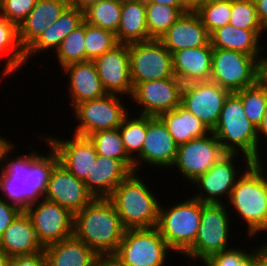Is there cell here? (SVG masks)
<instances>
[{"label":"cell","instance_id":"cell-1","mask_svg":"<svg viewBox=\"0 0 267 266\" xmlns=\"http://www.w3.org/2000/svg\"><path fill=\"white\" fill-rule=\"evenodd\" d=\"M44 141L50 148L49 154L17 155L13 159L10 154L14 150L12 144L3 154L2 172L0 174V197L7 203L25 211L30 205L44 198L47 184L54 166L59 162L57 153L49 145L47 137ZM10 157V158H9ZM12 158V159H11Z\"/></svg>","mask_w":267,"mask_h":266},{"label":"cell","instance_id":"cell-2","mask_svg":"<svg viewBox=\"0 0 267 266\" xmlns=\"http://www.w3.org/2000/svg\"><path fill=\"white\" fill-rule=\"evenodd\" d=\"M125 230L115 206L108 198H95L74 214L73 235L97 255H113Z\"/></svg>","mask_w":267,"mask_h":266},{"label":"cell","instance_id":"cell-3","mask_svg":"<svg viewBox=\"0 0 267 266\" xmlns=\"http://www.w3.org/2000/svg\"><path fill=\"white\" fill-rule=\"evenodd\" d=\"M212 132L226 153L240 154L246 165L261 162L257 127L246 117L243 103L235 92L226 97Z\"/></svg>","mask_w":267,"mask_h":266},{"label":"cell","instance_id":"cell-4","mask_svg":"<svg viewBox=\"0 0 267 266\" xmlns=\"http://www.w3.org/2000/svg\"><path fill=\"white\" fill-rule=\"evenodd\" d=\"M264 167L262 162L247 165L228 199L229 206L247 223L249 238L267 230V169Z\"/></svg>","mask_w":267,"mask_h":266},{"label":"cell","instance_id":"cell-5","mask_svg":"<svg viewBox=\"0 0 267 266\" xmlns=\"http://www.w3.org/2000/svg\"><path fill=\"white\" fill-rule=\"evenodd\" d=\"M139 175L131 172L108 197L125 229L153 228L159 220L161 202Z\"/></svg>","mask_w":267,"mask_h":266},{"label":"cell","instance_id":"cell-6","mask_svg":"<svg viewBox=\"0 0 267 266\" xmlns=\"http://www.w3.org/2000/svg\"><path fill=\"white\" fill-rule=\"evenodd\" d=\"M169 207L160 205L156 227L171 250L184 255L194 245L200 227L201 202L190 197Z\"/></svg>","mask_w":267,"mask_h":266},{"label":"cell","instance_id":"cell-7","mask_svg":"<svg viewBox=\"0 0 267 266\" xmlns=\"http://www.w3.org/2000/svg\"><path fill=\"white\" fill-rule=\"evenodd\" d=\"M229 211L223 202H201L200 227L194 245L183 256L204 263L212 255L230 249Z\"/></svg>","mask_w":267,"mask_h":266},{"label":"cell","instance_id":"cell-8","mask_svg":"<svg viewBox=\"0 0 267 266\" xmlns=\"http://www.w3.org/2000/svg\"><path fill=\"white\" fill-rule=\"evenodd\" d=\"M171 248L157 227L126 229L113 254L124 266H164Z\"/></svg>","mask_w":267,"mask_h":266},{"label":"cell","instance_id":"cell-9","mask_svg":"<svg viewBox=\"0 0 267 266\" xmlns=\"http://www.w3.org/2000/svg\"><path fill=\"white\" fill-rule=\"evenodd\" d=\"M129 66L133 87L138 83L175 76L172 53L159 39L129 44Z\"/></svg>","mask_w":267,"mask_h":266},{"label":"cell","instance_id":"cell-10","mask_svg":"<svg viewBox=\"0 0 267 266\" xmlns=\"http://www.w3.org/2000/svg\"><path fill=\"white\" fill-rule=\"evenodd\" d=\"M119 97L116 94H106L77 104L73 112L79 124L75 127L74 134L87 137L97 131L119 128L129 114L123 99Z\"/></svg>","mask_w":267,"mask_h":266},{"label":"cell","instance_id":"cell-11","mask_svg":"<svg viewBox=\"0 0 267 266\" xmlns=\"http://www.w3.org/2000/svg\"><path fill=\"white\" fill-rule=\"evenodd\" d=\"M257 59L244 53L213 48L210 81L230 93L256 84Z\"/></svg>","mask_w":267,"mask_h":266},{"label":"cell","instance_id":"cell-12","mask_svg":"<svg viewBox=\"0 0 267 266\" xmlns=\"http://www.w3.org/2000/svg\"><path fill=\"white\" fill-rule=\"evenodd\" d=\"M227 153L211 131L207 135L195 138L179 145L175 161L171 168H176L188 182H194L207 172Z\"/></svg>","mask_w":267,"mask_h":266},{"label":"cell","instance_id":"cell-13","mask_svg":"<svg viewBox=\"0 0 267 266\" xmlns=\"http://www.w3.org/2000/svg\"><path fill=\"white\" fill-rule=\"evenodd\" d=\"M229 91L212 81L183 84L181 105L212 131L216 126Z\"/></svg>","mask_w":267,"mask_h":266},{"label":"cell","instance_id":"cell-14","mask_svg":"<svg viewBox=\"0 0 267 266\" xmlns=\"http://www.w3.org/2000/svg\"><path fill=\"white\" fill-rule=\"evenodd\" d=\"M25 211L43 247L73 236L74 215L59 204L43 198Z\"/></svg>","mask_w":267,"mask_h":266},{"label":"cell","instance_id":"cell-15","mask_svg":"<svg viewBox=\"0 0 267 266\" xmlns=\"http://www.w3.org/2000/svg\"><path fill=\"white\" fill-rule=\"evenodd\" d=\"M182 87L176 76L142 82L133 87L130 100L133 99L136 106L139 104L140 115L159 116L181 104Z\"/></svg>","mask_w":267,"mask_h":266},{"label":"cell","instance_id":"cell-16","mask_svg":"<svg viewBox=\"0 0 267 266\" xmlns=\"http://www.w3.org/2000/svg\"><path fill=\"white\" fill-rule=\"evenodd\" d=\"M44 199L59 204L74 215L95 197L82 180L58 162L51 171Z\"/></svg>","mask_w":267,"mask_h":266},{"label":"cell","instance_id":"cell-17","mask_svg":"<svg viewBox=\"0 0 267 266\" xmlns=\"http://www.w3.org/2000/svg\"><path fill=\"white\" fill-rule=\"evenodd\" d=\"M178 145L168 132L166 125L158 116H147V132L141 153L133 160L134 171L144 163L158 168L172 167L177 153Z\"/></svg>","mask_w":267,"mask_h":266},{"label":"cell","instance_id":"cell-18","mask_svg":"<svg viewBox=\"0 0 267 266\" xmlns=\"http://www.w3.org/2000/svg\"><path fill=\"white\" fill-rule=\"evenodd\" d=\"M93 62L107 94L131 96L133 86L130 78L129 45L118 44Z\"/></svg>","mask_w":267,"mask_h":266},{"label":"cell","instance_id":"cell-19","mask_svg":"<svg viewBox=\"0 0 267 266\" xmlns=\"http://www.w3.org/2000/svg\"><path fill=\"white\" fill-rule=\"evenodd\" d=\"M238 155L227 153L211 169L192 182L191 184H195L199 190L193 198L202 203H222L221 197L224 195L229 199L236 180L240 177L233 162Z\"/></svg>","mask_w":267,"mask_h":266},{"label":"cell","instance_id":"cell-20","mask_svg":"<svg viewBox=\"0 0 267 266\" xmlns=\"http://www.w3.org/2000/svg\"><path fill=\"white\" fill-rule=\"evenodd\" d=\"M71 140L48 136L49 145L57 153L59 163L77 179L84 181L97 161V152L88 137L74 134Z\"/></svg>","mask_w":267,"mask_h":266},{"label":"cell","instance_id":"cell-21","mask_svg":"<svg viewBox=\"0 0 267 266\" xmlns=\"http://www.w3.org/2000/svg\"><path fill=\"white\" fill-rule=\"evenodd\" d=\"M159 40L173 53L187 48L206 46L210 42V37L199 16L194 10H190L184 13Z\"/></svg>","mask_w":267,"mask_h":266},{"label":"cell","instance_id":"cell-22","mask_svg":"<svg viewBox=\"0 0 267 266\" xmlns=\"http://www.w3.org/2000/svg\"><path fill=\"white\" fill-rule=\"evenodd\" d=\"M213 48L206 46L187 48L172 53L174 75L182 84L209 81L212 70Z\"/></svg>","mask_w":267,"mask_h":266},{"label":"cell","instance_id":"cell-23","mask_svg":"<svg viewBox=\"0 0 267 266\" xmlns=\"http://www.w3.org/2000/svg\"><path fill=\"white\" fill-rule=\"evenodd\" d=\"M69 76L68 91L72 109L79 103L103 97L107 94L93 61L76 62L62 68Z\"/></svg>","mask_w":267,"mask_h":266},{"label":"cell","instance_id":"cell-24","mask_svg":"<svg viewBox=\"0 0 267 266\" xmlns=\"http://www.w3.org/2000/svg\"><path fill=\"white\" fill-rule=\"evenodd\" d=\"M0 248L10 257L33 255L44 250L26 211H21L5 229L0 237Z\"/></svg>","mask_w":267,"mask_h":266},{"label":"cell","instance_id":"cell-25","mask_svg":"<svg viewBox=\"0 0 267 266\" xmlns=\"http://www.w3.org/2000/svg\"><path fill=\"white\" fill-rule=\"evenodd\" d=\"M67 0H37L30 14L19 24V40L26 51L68 6Z\"/></svg>","mask_w":267,"mask_h":266},{"label":"cell","instance_id":"cell-26","mask_svg":"<svg viewBox=\"0 0 267 266\" xmlns=\"http://www.w3.org/2000/svg\"><path fill=\"white\" fill-rule=\"evenodd\" d=\"M263 29H243L230 24L219 27L209 34L212 48L234 50L253 57H259L266 47L259 45ZM263 48H262V47Z\"/></svg>","mask_w":267,"mask_h":266},{"label":"cell","instance_id":"cell-27","mask_svg":"<svg viewBox=\"0 0 267 266\" xmlns=\"http://www.w3.org/2000/svg\"><path fill=\"white\" fill-rule=\"evenodd\" d=\"M130 173L120 160L98 155L83 182L95 198H108Z\"/></svg>","mask_w":267,"mask_h":266},{"label":"cell","instance_id":"cell-28","mask_svg":"<svg viewBox=\"0 0 267 266\" xmlns=\"http://www.w3.org/2000/svg\"><path fill=\"white\" fill-rule=\"evenodd\" d=\"M84 21V12L73 6H67L60 17L38 37L25 51V61L38 52L56 50L63 39ZM36 54V55H35Z\"/></svg>","mask_w":267,"mask_h":266},{"label":"cell","instance_id":"cell-29","mask_svg":"<svg viewBox=\"0 0 267 266\" xmlns=\"http://www.w3.org/2000/svg\"><path fill=\"white\" fill-rule=\"evenodd\" d=\"M47 266H93L98 256L74 235L44 247Z\"/></svg>","mask_w":267,"mask_h":266},{"label":"cell","instance_id":"cell-30","mask_svg":"<svg viewBox=\"0 0 267 266\" xmlns=\"http://www.w3.org/2000/svg\"><path fill=\"white\" fill-rule=\"evenodd\" d=\"M158 117L166 125L178 146L211 132L203 122L181 104L173 110L161 113Z\"/></svg>","mask_w":267,"mask_h":266},{"label":"cell","instance_id":"cell-31","mask_svg":"<svg viewBox=\"0 0 267 266\" xmlns=\"http://www.w3.org/2000/svg\"><path fill=\"white\" fill-rule=\"evenodd\" d=\"M115 35L119 44L129 45L148 40L144 0L122 4L120 25Z\"/></svg>","mask_w":267,"mask_h":266},{"label":"cell","instance_id":"cell-32","mask_svg":"<svg viewBox=\"0 0 267 266\" xmlns=\"http://www.w3.org/2000/svg\"><path fill=\"white\" fill-rule=\"evenodd\" d=\"M8 54L2 78L13 75L26 65L25 50L19 40L18 25L0 16V56Z\"/></svg>","mask_w":267,"mask_h":266},{"label":"cell","instance_id":"cell-33","mask_svg":"<svg viewBox=\"0 0 267 266\" xmlns=\"http://www.w3.org/2000/svg\"><path fill=\"white\" fill-rule=\"evenodd\" d=\"M148 40L159 39L184 13L187 7H172L164 4L145 3Z\"/></svg>","mask_w":267,"mask_h":266},{"label":"cell","instance_id":"cell-34","mask_svg":"<svg viewBox=\"0 0 267 266\" xmlns=\"http://www.w3.org/2000/svg\"><path fill=\"white\" fill-rule=\"evenodd\" d=\"M87 137L93 143L98 155L120 160L131 172H134V161L127 155L118 128L97 131Z\"/></svg>","mask_w":267,"mask_h":266},{"label":"cell","instance_id":"cell-35","mask_svg":"<svg viewBox=\"0 0 267 266\" xmlns=\"http://www.w3.org/2000/svg\"><path fill=\"white\" fill-rule=\"evenodd\" d=\"M122 4L116 0H102L84 11V21L90 25L117 32Z\"/></svg>","mask_w":267,"mask_h":266},{"label":"cell","instance_id":"cell-36","mask_svg":"<svg viewBox=\"0 0 267 266\" xmlns=\"http://www.w3.org/2000/svg\"><path fill=\"white\" fill-rule=\"evenodd\" d=\"M118 129L127 155L134 160L141 153L146 137L147 116L139 114L137 118H131L128 114Z\"/></svg>","mask_w":267,"mask_h":266},{"label":"cell","instance_id":"cell-37","mask_svg":"<svg viewBox=\"0 0 267 266\" xmlns=\"http://www.w3.org/2000/svg\"><path fill=\"white\" fill-rule=\"evenodd\" d=\"M85 21L70 32L56 50V57L61 68L68 64L86 61Z\"/></svg>","mask_w":267,"mask_h":266},{"label":"cell","instance_id":"cell-38","mask_svg":"<svg viewBox=\"0 0 267 266\" xmlns=\"http://www.w3.org/2000/svg\"><path fill=\"white\" fill-rule=\"evenodd\" d=\"M116 35L113 31L96 27L85 22L86 61H93L104 53L112 50L118 45Z\"/></svg>","mask_w":267,"mask_h":266},{"label":"cell","instance_id":"cell-39","mask_svg":"<svg viewBox=\"0 0 267 266\" xmlns=\"http://www.w3.org/2000/svg\"><path fill=\"white\" fill-rule=\"evenodd\" d=\"M194 12L210 34L215 29L229 24L231 0H212L201 3Z\"/></svg>","mask_w":267,"mask_h":266},{"label":"cell","instance_id":"cell-40","mask_svg":"<svg viewBox=\"0 0 267 266\" xmlns=\"http://www.w3.org/2000/svg\"><path fill=\"white\" fill-rule=\"evenodd\" d=\"M235 93L243 103L246 117L258 128L267 111V92L256 83Z\"/></svg>","mask_w":267,"mask_h":266},{"label":"cell","instance_id":"cell-41","mask_svg":"<svg viewBox=\"0 0 267 266\" xmlns=\"http://www.w3.org/2000/svg\"><path fill=\"white\" fill-rule=\"evenodd\" d=\"M229 24L243 29H263L253 0H231Z\"/></svg>","mask_w":267,"mask_h":266},{"label":"cell","instance_id":"cell-42","mask_svg":"<svg viewBox=\"0 0 267 266\" xmlns=\"http://www.w3.org/2000/svg\"><path fill=\"white\" fill-rule=\"evenodd\" d=\"M243 251L234 247L212 255L203 264L204 266H253L252 257L254 249Z\"/></svg>","mask_w":267,"mask_h":266},{"label":"cell","instance_id":"cell-43","mask_svg":"<svg viewBox=\"0 0 267 266\" xmlns=\"http://www.w3.org/2000/svg\"><path fill=\"white\" fill-rule=\"evenodd\" d=\"M36 2L37 0H0V16L19 26Z\"/></svg>","mask_w":267,"mask_h":266},{"label":"cell","instance_id":"cell-44","mask_svg":"<svg viewBox=\"0 0 267 266\" xmlns=\"http://www.w3.org/2000/svg\"><path fill=\"white\" fill-rule=\"evenodd\" d=\"M9 266H47L45 251L33 255L11 257Z\"/></svg>","mask_w":267,"mask_h":266},{"label":"cell","instance_id":"cell-45","mask_svg":"<svg viewBox=\"0 0 267 266\" xmlns=\"http://www.w3.org/2000/svg\"><path fill=\"white\" fill-rule=\"evenodd\" d=\"M21 210L0 197V237Z\"/></svg>","mask_w":267,"mask_h":266},{"label":"cell","instance_id":"cell-46","mask_svg":"<svg viewBox=\"0 0 267 266\" xmlns=\"http://www.w3.org/2000/svg\"><path fill=\"white\" fill-rule=\"evenodd\" d=\"M256 83L267 92V56L263 58V55L257 59V74Z\"/></svg>","mask_w":267,"mask_h":266},{"label":"cell","instance_id":"cell-47","mask_svg":"<svg viewBox=\"0 0 267 266\" xmlns=\"http://www.w3.org/2000/svg\"><path fill=\"white\" fill-rule=\"evenodd\" d=\"M253 266H267V243H263L262 246L254 249L252 257Z\"/></svg>","mask_w":267,"mask_h":266},{"label":"cell","instance_id":"cell-48","mask_svg":"<svg viewBox=\"0 0 267 266\" xmlns=\"http://www.w3.org/2000/svg\"><path fill=\"white\" fill-rule=\"evenodd\" d=\"M257 17L263 30L267 29V0H253Z\"/></svg>","mask_w":267,"mask_h":266},{"label":"cell","instance_id":"cell-49","mask_svg":"<svg viewBox=\"0 0 267 266\" xmlns=\"http://www.w3.org/2000/svg\"><path fill=\"white\" fill-rule=\"evenodd\" d=\"M93 266H124L114 255H98Z\"/></svg>","mask_w":267,"mask_h":266},{"label":"cell","instance_id":"cell-50","mask_svg":"<svg viewBox=\"0 0 267 266\" xmlns=\"http://www.w3.org/2000/svg\"><path fill=\"white\" fill-rule=\"evenodd\" d=\"M67 1H68L69 6L76 7L77 9L84 12L90 6L102 0H67Z\"/></svg>","mask_w":267,"mask_h":266},{"label":"cell","instance_id":"cell-51","mask_svg":"<svg viewBox=\"0 0 267 266\" xmlns=\"http://www.w3.org/2000/svg\"><path fill=\"white\" fill-rule=\"evenodd\" d=\"M145 3L164 4L172 7H186L181 0H144Z\"/></svg>","mask_w":267,"mask_h":266},{"label":"cell","instance_id":"cell-52","mask_svg":"<svg viewBox=\"0 0 267 266\" xmlns=\"http://www.w3.org/2000/svg\"><path fill=\"white\" fill-rule=\"evenodd\" d=\"M0 136V174L2 171V159L4 152L12 145V142Z\"/></svg>","mask_w":267,"mask_h":266},{"label":"cell","instance_id":"cell-53","mask_svg":"<svg viewBox=\"0 0 267 266\" xmlns=\"http://www.w3.org/2000/svg\"><path fill=\"white\" fill-rule=\"evenodd\" d=\"M257 134H258V138L259 139L261 137H266L267 138V111L264 114L262 123L257 128ZM262 135H264V136H262Z\"/></svg>","mask_w":267,"mask_h":266},{"label":"cell","instance_id":"cell-54","mask_svg":"<svg viewBox=\"0 0 267 266\" xmlns=\"http://www.w3.org/2000/svg\"><path fill=\"white\" fill-rule=\"evenodd\" d=\"M181 2L189 9L195 10L200 5V0H181Z\"/></svg>","mask_w":267,"mask_h":266},{"label":"cell","instance_id":"cell-55","mask_svg":"<svg viewBox=\"0 0 267 266\" xmlns=\"http://www.w3.org/2000/svg\"><path fill=\"white\" fill-rule=\"evenodd\" d=\"M10 256L0 248V266H9Z\"/></svg>","mask_w":267,"mask_h":266},{"label":"cell","instance_id":"cell-56","mask_svg":"<svg viewBox=\"0 0 267 266\" xmlns=\"http://www.w3.org/2000/svg\"><path fill=\"white\" fill-rule=\"evenodd\" d=\"M116 1L119 2L120 4H123V3H130V2H138L142 0H116Z\"/></svg>","mask_w":267,"mask_h":266},{"label":"cell","instance_id":"cell-57","mask_svg":"<svg viewBox=\"0 0 267 266\" xmlns=\"http://www.w3.org/2000/svg\"><path fill=\"white\" fill-rule=\"evenodd\" d=\"M208 1H212V0H200V4L204 2H208Z\"/></svg>","mask_w":267,"mask_h":266}]
</instances>
